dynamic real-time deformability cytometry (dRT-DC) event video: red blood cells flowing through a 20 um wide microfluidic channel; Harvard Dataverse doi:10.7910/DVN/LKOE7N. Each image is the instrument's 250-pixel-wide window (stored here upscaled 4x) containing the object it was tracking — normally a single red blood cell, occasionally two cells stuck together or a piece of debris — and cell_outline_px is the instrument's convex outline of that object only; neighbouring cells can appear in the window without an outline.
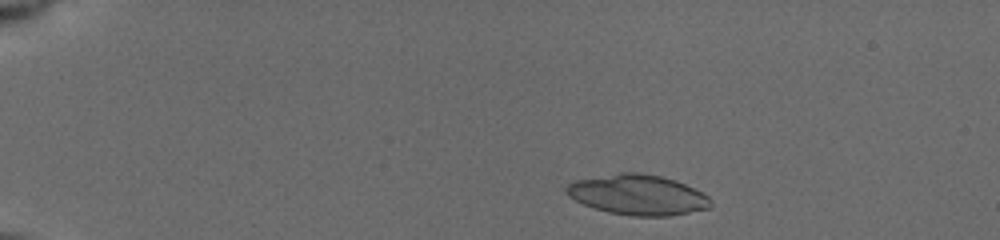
{"species": "common noctule bat (a hibernating species)", "species_latin": "Nyctalus noctula", "temperature_condition": "cold", "stored_images_in_passage": 21, "camera_frame_rate_fps": 3000, "um_per_image_px": 0.085, "animal": {"sex": "female", "body_mass_g": 19.5, "forearm_length_mm": 54.1}, "frame": {"image": 1, "passage_image": 1, "time_ms": 0.0, "image_size_px": [1000, 240], "cell_outline_px": [[712, 204], [708, 208], [668, 216], [632, 216], [608, 212], [584, 204], [568, 196], [564, 192], [564, 188], [568, 184], [576, 180], [620, 172], [640, 172], [660, 176], [676, 180], [708, 196], [712, 200]], "centroid_in_image_um": [54.18, 16.55], "position_along_channel_um": 30.8, "area_um2": 33.7}}